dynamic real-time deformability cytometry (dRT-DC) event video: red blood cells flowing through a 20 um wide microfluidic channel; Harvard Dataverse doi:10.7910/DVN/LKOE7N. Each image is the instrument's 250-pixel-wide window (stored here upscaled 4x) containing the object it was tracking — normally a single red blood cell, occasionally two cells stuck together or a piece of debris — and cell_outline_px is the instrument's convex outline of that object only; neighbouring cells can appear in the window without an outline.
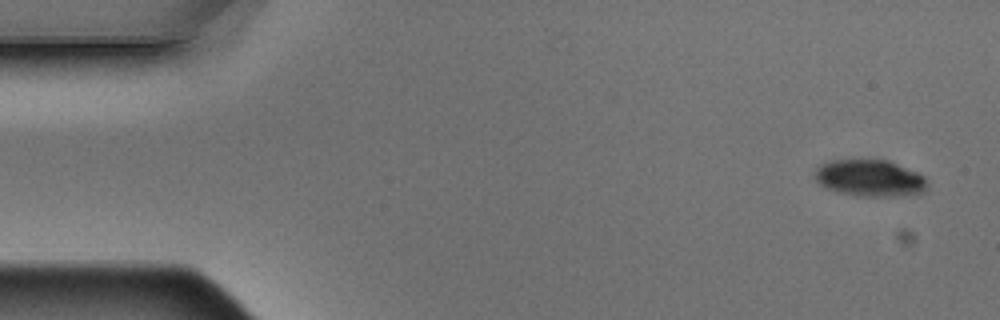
{"species": "Egyptian fruit bat (a non-hibernating species)", "species_latin": "Rousettus aegyptiacus", "temperature_condition": "warm", "stored_images_in_passage": 5, "camera_frame_rate_fps": 3000, "um_per_image_px": 0.085, "animal": {"sex": "male"}, "frame": {"image": 1, "passage_image": 1, "time_ms": 0.0, "image_size_px": [1000, 320], "cell_outline_px": [[928, 184], [924, 192], [896, 196], [856, 196], [836, 192], [824, 188], [816, 180], [816, 168], [820, 164], [832, 160], [860, 156], [888, 160], [916, 172], [924, 176], [928, 180]], "centroid_in_image_um": [73.9, 15.09], "position_along_channel_um": 11.1, "area_um2": 24.91}}